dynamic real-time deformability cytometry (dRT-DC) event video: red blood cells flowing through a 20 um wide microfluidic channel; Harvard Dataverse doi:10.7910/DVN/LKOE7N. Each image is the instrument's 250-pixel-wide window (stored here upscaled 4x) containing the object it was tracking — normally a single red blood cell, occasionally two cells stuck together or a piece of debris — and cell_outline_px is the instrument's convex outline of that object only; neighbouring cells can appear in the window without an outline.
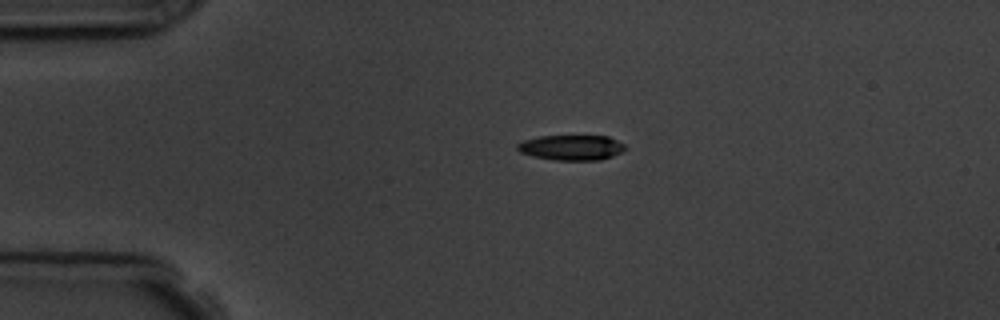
{"species": "common noctule bat (a hibernating species)", "species_latin": "Nyctalus noctula", "temperature_condition": "room temperature", "stored_images_in_passage": 5, "camera_frame_rate_fps": 3000, "um_per_image_px": 0.085, "animal": {"sex": "male", "body_mass_g": 19.5, "forearm_length_mm": 54.6}, "frame": {"image": 1, "passage_image": 5, "time_ms": 5.333, "image_size_px": [1000, 320], "cell_outline_px": [[624, 152], [600, 160], [556, 160], [532, 156], [520, 152], [516, 148], [516, 144], [524, 140], [540, 136], [608, 136], [624, 144]], "centroid_in_image_um": [48.56, 12.54], "position_along_channel_um": 36.4, "area_um2": 15.84}}